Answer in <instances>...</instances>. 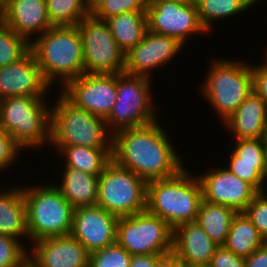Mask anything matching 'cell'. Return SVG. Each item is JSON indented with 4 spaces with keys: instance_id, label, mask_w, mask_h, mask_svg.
I'll use <instances>...</instances> for the list:
<instances>
[{
    "instance_id": "cell-14",
    "label": "cell",
    "mask_w": 267,
    "mask_h": 267,
    "mask_svg": "<svg viewBox=\"0 0 267 267\" xmlns=\"http://www.w3.org/2000/svg\"><path fill=\"white\" fill-rule=\"evenodd\" d=\"M185 46L188 45H184L177 38L147 30L143 39L125 54L124 72L151 79L152 70L155 71L169 62L171 64L177 56L180 57L178 54Z\"/></svg>"
},
{
    "instance_id": "cell-29",
    "label": "cell",
    "mask_w": 267,
    "mask_h": 267,
    "mask_svg": "<svg viewBox=\"0 0 267 267\" xmlns=\"http://www.w3.org/2000/svg\"><path fill=\"white\" fill-rule=\"evenodd\" d=\"M48 17L53 26H75L91 14L88 0H46Z\"/></svg>"
},
{
    "instance_id": "cell-46",
    "label": "cell",
    "mask_w": 267,
    "mask_h": 267,
    "mask_svg": "<svg viewBox=\"0 0 267 267\" xmlns=\"http://www.w3.org/2000/svg\"><path fill=\"white\" fill-rule=\"evenodd\" d=\"M11 0H0V13L10 3Z\"/></svg>"
},
{
    "instance_id": "cell-16",
    "label": "cell",
    "mask_w": 267,
    "mask_h": 267,
    "mask_svg": "<svg viewBox=\"0 0 267 267\" xmlns=\"http://www.w3.org/2000/svg\"><path fill=\"white\" fill-rule=\"evenodd\" d=\"M118 219L98 205L75 208L70 234L91 253L116 243Z\"/></svg>"
},
{
    "instance_id": "cell-20",
    "label": "cell",
    "mask_w": 267,
    "mask_h": 267,
    "mask_svg": "<svg viewBox=\"0 0 267 267\" xmlns=\"http://www.w3.org/2000/svg\"><path fill=\"white\" fill-rule=\"evenodd\" d=\"M218 246L196 221L173 230L172 252L186 267H208Z\"/></svg>"
},
{
    "instance_id": "cell-12",
    "label": "cell",
    "mask_w": 267,
    "mask_h": 267,
    "mask_svg": "<svg viewBox=\"0 0 267 267\" xmlns=\"http://www.w3.org/2000/svg\"><path fill=\"white\" fill-rule=\"evenodd\" d=\"M146 12L148 30L152 33L177 38L184 45L190 37L207 35L192 0L152 2L147 4Z\"/></svg>"
},
{
    "instance_id": "cell-32",
    "label": "cell",
    "mask_w": 267,
    "mask_h": 267,
    "mask_svg": "<svg viewBox=\"0 0 267 267\" xmlns=\"http://www.w3.org/2000/svg\"><path fill=\"white\" fill-rule=\"evenodd\" d=\"M132 255L117 242L89 253V267H129Z\"/></svg>"
},
{
    "instance_id": "cell-38",
    "label": "cell",
    "mask_w": 267,
    "mask_h": 267,
    "mask_svg": "<svg viewBox=\"0 0 267 267\" xmlns=\"http://www.w3.org/2000/svg\"><path fill=\"white\" fill-rule=\"evenodd\" d=\"M208 267H245V262L243 257L221 245L217 247Z\"/></svg>"
},
{
    "instance_id": "cell-1",
    "label": "cell",
    "mask_w": 267,
    "mask_h": 267,
    "mask_svg": "<svg viewBox=\"0 0 267 267\" xmlns=\"http://www.w3.org/2000/svg\"><path fill=\"white\" fill-rule=\"evenodd\" d=\"M160 122L156 120L112 135V160L146 182L173 177L186 167L170 133Z\"/></svg>"
},
{
    "instance_id": "cell-31",
    "label": "cell",
    "mask_w": 267,
    "mask_h": 267,
    "mask_svg": "<svg viewBox=\"0 0 267 267\" xmlns=\"http://www.w3.org/2000/svg\"><path fill=\"white\" fill-rule=\"evenodd\" d=\"M147 0H96L91 5V14L100 20L125 12H146Z\"/></svg>"
},
{
    "instance_id": "cell-50",
    "label": "cell",
    "mask_w": 267,
    "mask_h": 267,
    "mask_svg": "<svg viewBox=\"0 0 267 267\" xmlns=\"http://www.w3.org/2000/svg\"><path fill=\"white\" fill-rule=\"evenodd\" d=\"M195 4L199 1V0H192Z\"/></svg>"
},
{
    "instance_id": "cell-47",
    "label": "cell",
    "mask_w": 267,
    "mask_h": 267,
    "mask_svg": "<svg viewBox=\"0 0 267 267\" xmlns=\"http://www.w3.org/2000/svg\"><path fill=\"white\" fill-rule=\"evenodd\" d=\"M265 48H264V52H263L264 53V57H263L264 59H263V61L267 64V46Z\"/></svg>"
},
{
    "instance_id": "cell-5",
    "label": "cell",
    "mask_w": 267,
    "mask_h": 267,
    "mask_svg": "<svg viewBox=\"0 0 267 267\" xmlns=\"http://www.w3.org/2000/svg\"><path fill=\"white\" fill-rule=\"evenodd\" d=\"M49 96H15L0 100V127L24 150L50 144ZM48 100V101H47ZM44 145V146H43Z\"/></svg>"
},
{
    "instance_id": "cell-3",
    "label": "cell",
    "mask_w": 267,
    "mask_h": 267,
    "mask_svg": "<svg viewBox=\"0 0 267 267\" xmlns=\"http://www.w3.org/2000/svg\"><path fill=\"white\" fill-rule=\"evenodd\" d=\"M187 169L184 167L167 179L147 182L146 210L166 221L173 230L196 221L203 201L199 178Z\"/></svg>"
},
{
    "instance_id": "cell-35",
    "label": "cell",
    "mask_w": 267,
    "mask_h": 267,
    "mask_svg": "<svg viewBox=\"0 0 267 267\" xmlns=\"http://www.w3.org/2000/svg\"><path fill=\"white\" fill-rule=\"evenodd\" d=\"M227 156H229V161L225 167L259 191L264 163L238 162V156L233 151Z\"/></svg>"
},
{
    "instance_id": "cell-25",
    "label": "cell",
    "mask_w": 267,
    "mask_h": 267,
    "mask_svg": "<svg viewBox=\"0 0 267 267\" xmlns=\"http://www.w3.org/2000/svg\"><path fill=\"white\" fill-rule=\"evenodd\" d=\"M120 49L126 54L144 37L147 12H125L105 20Z\"/></svg>"
},
{
    "instance_id": "cell-30",
    "label": "cell",
    "mask_w": 267,
    "mask_h": 267,
    "mask_svg": "<svg viewBox=\"0 0 267 267\" xmlns=\"http://www.w3.org/2000/svg\"><path fill=\"white\" fill-rule=\"evenodd\" d=\"M30 50V43L0 21V68L18 61Z\"/></svg>"
},
{
    "instance_id": "cell-40",
    "label": "cell",
    "mask_w": 267,
    "mask_h": 267,
    "mask_svg": "<svg viewBox=\"0 0 267 267\" xmlns=\"http://www.w3.org/2000/svg\"><path fill=\"white\" fill-rule=\"evenodd\" d=\"M245 267H267V241L249 257L244 258Z\"/></svg>"
},
{
    "instance_id": "cell-45",
    "label": "cell",
    "mask_w": 267,
    "mask_h": 267,
    "mask_svg": "<svg viewBox=\"0 0 267 267\" xmlns=\"http://www.w3.org/2000/svg\"><path fill=\"white\" fill-rule=\"evenodd\" d=\"M263 0H247V4L253 9V6H257V4H259L258 2H261Z\"/></svg>"
},
{
    "instance_id": "cell-11",
    "label": "cell",
    "mask_w": 267,
    "mask_h": 267,
    "mask_svg": "<svg viewBox=\"0 0 267 267\" xmlns=\"http://www.w3.org/2000/svg\"><path fill=\"white\" fill-rule=\"evenodd\" d=\"M83 42L85 74H118L125 69V53L112 36L105 20L92 14L77 25Z\"/></svg>"
},
{
    "instance_id": "cell-22",
    "label": "cell",
    "mask_w": 267,
    "mask_h": 267,
    "mask_svg": "<svg viewBox=\"0 0 267 267\" xmlns=\"http://www.w3.org/2000/svg\"><path fill=\"white\" fill-rule=\"evenodd\" d=\"M14 186L0 192V234L12 236L24 243L26 238L29 241L26 204L21 184Z\"/></svg>"
},
{
    "instance_id": "cell-15",
    "label": "cell",
    "mask_w": 267,
    "mask_h": 267,
    "mask_svg": "<svg viewBox=\"0 0 267 267\" xmlns=\"http://www.w3.org/2000/svg\"><path fill=\"white\" fill-rule=\"evenodd\" d=\"M215 167L197 175L202 187L203 200L230 207L237 213L244 212L258 191L226 167Z\"/></svg>"
},
{
    "instance_id": "cell-21",
    "label": "cell",
    "mask_w": 267,
    "mask_h": 267,
    "mask_svg": "<svg viewBox=\"0 0 267 267\" xmlns=\"http://www.w3.org/2000/svg\"><path fill=\"white\" fill-rule=\"evenodd\" d=\"M223 124L233 140L266 138L267 103L252 92Z\"/></svg>"
},
{
    "instance_id": "cell-36",
    "label": "cell",
    "mask_w": 267,
    "mask_h": 267,
    "mask_svg": "<svg viewBox=\"0 0 267 267\" xmlns=\"http://www.w3.org/2000/svg\"><path fill=\"white\" fill-rule=\"evenodd\" d=\"M244 213L258 229L259 234L267 241V196L258 192Z\"/></svg>"
},
{
    "instance_id": "cell-13",
    "label": "cell",
    "mask_w": 267,
    "mask_h": 267,
    "mask_svg": "<svg viewBox=\"0 0 267 267\" xmlns=\"http://www.w3.org/2000/svg\"><path fill=\"white\" fill-rule=\"evenodd\" d=\"M77 107L106 119L117 98V74H82L60 90Z\"/></svg>"
},
{
    "instance_id": "cell-18",
    "label": "cell",
    "mask_w": 267,
    "mask_h": 267,
    "mask_svg": "<svg viewBox=\"0 0 267 267\" xmlns=\"http://www.w3.org/2000/svg\"><path fill=\"white\" fill-rule=\"evenodd\" d=\"M28 244L32 246L29 256L39 267H89V252L71 234Z\"/></svg>"
},
{
    "instance_id": "cell-28",
    "label": "cell",
    "mask_w": 267,
    "mask_h": 267,
    "mask_svg": "<svg viewBox=\"0 0 267 267\" xmlns=\"http://www.w3.org/2000/svg\"><path fill=\"white\" fill-rule=\"evenodd\" d=\"M198 18L202 27L208 35L213 28L214 22L225 20L226 18H235L245 11L251 10V7L244 0H199L196 3Z\"/></svg>"
},
{
    "instance_id": "cell-10",
    "label": "cell",
    "mask_w": 267,
    "mask_h": 267,
    "mask_svg": "<svg viewBox=\"0 0 267 267\" xmlns=\"http://www.w3.org/2000/svg\"><path fill=\"white\" fill-rule=\"evenodd\" d=\"M116 242L131 255H166L173 250V229L145 210L119 217Z\"/></svg>"
},
{
    "instance_id": "cell-39",
    "label": "cell",
    "mask_w": 267,
    "mask_h": 267,
    "mask_svg": "<svg viewBox=\"0 0 267 267\" xmlns=\"http://www.w3.org/2000/svg\"><path fill=\"white\" fill-rule=\"evenodd\" d=\"M258 65H252V88L253 92L267 103V64L264 61Z\"/></svg>"
},
{
    "instance_id": "cell-43",
    "label": "cell",
    "mask_w": 267,
    "mask_h": 267,
    "mask_svg": "<svg viewBox=\"0 0 267 267\" xmlns=\"http://www.w3.org/2000/svg\"><path fill=\"white\" fill-rule=\"evenodd\" d=\"M267 149L265 152V157H264V166H263V171L261 174V184H260V189H259V193L267 196Z\"/></svg>"
},
{
    "instance_id": "cell-34",
    "label": "cell",
    "mask_w": 267,
    "mask_h": 267,
    "mask_svg": "<svg viewBox=\"0 0 267 267\" xmlns=\"http://www.w3.org/2000/svg\"><path fill=\"white\" fill-rule=\"evenodd\" d=\"M27 247L12 236L0 234V267H15L29 255Z\"/></svg>"
},
{
    "instance_id": "cell-44",
    "label": "cell",
    "mask_w": 267,
    "mask_h": 267,
    "mask_svg": "<svg viewBox=\"0 0 267 267\" xmlns=\"http://www.w3.org/2000/svg\"><path fill=\"white\" fill-rule=\"evenodd\" d=\"M15 267H39V266L37 265V263L29 255H27Z\"/></svg>"
},
{
    "instance_id": "cell-17",
    "label": "cell",
    "mask_w": 267,
    "mask_h": 267,
    "mask_svg": "<svg viewBox=\"0 0 267 267\" xmlns=\"http://www.w3.org/2000/svg\"><path fill=\"white\" fill-rule=\"evenodd\" d=\"M31 50L18 61L0 68V100L15 96H51Z\"/></svg>"
},
{
    "instance_id": "cell-6",
    "label": "cell",
    "mask_w": 267,
    "mask_h": 267,
    "mask_svg": "<svg viewBox=\"0 0 267 267\" xmlns=\"http://www.w3.org/2000/svg\"><path fill=\"white\" fill-rule=\"evenodd\" d=\"M208 68L199 87L203 98L218 114L223 125L253 92L251 63L216 57L210 58Z\"/></svg>"
},
{
    "instance_id": "cell-49",
    "label": "cell",
    "mask_w": 267,
    "mask_h": 267,
    "mask_svg": "<svg viewBox=\"0 0 267 267\" xmlns=\"http://www.w3.org/2000/svg\"><path fill=\"white\" fill-rule=\"evenodd\" d=\"M96 0H88L89 4L92 5Z\"/></svg>"
},
{
    "instance_id": "cell-19",
    "label": "cell",
    "mask_w": 267,
    "mask_h": 267,
    "mask_svg": "<svg viewBox=\"0 0 267 267\" xmlns=\"http://www.w3.org/2000/svg\"><path fill=\"white\" fill-rule=\"evenodd\" d=\"M0 21L29 43L53 26L46 0H11L1 11Z\"/></svg>"
},
{
    "instance_id": "cell-7",
    "label": "cell",
    "mask_w": 267,
    "mask_h": 267,
    "mask_svg": "<svg viewBox=\"0 0 267 267\" xmlns=\"http://www.w3.org/2000/svg\"><path fill=\"white\" fill-rule=\"evenodd\" d=\"M49 183L22 185L30 242L68 235L72 230L74 208L53 182Z\"/></svg>"
},
{
    "instance_id": "cell-48",
    "label": "cell",
    "mask_w": 267,
    "mask_h": 267,
    "mask_svg": "<svg viewBox=\"0 0 267 267\" xmlns=\"http://www.w3.org/2000/svg\"><path fill=\"white\" fill-rule=\"evenodd\" d=\"M161 1H168V0H147V4H151L152 2H161Z\"/></svg>"
},
{
    "instance_id": "cell-33",
    "label": "cell",
    "mask_w": 267,
    "mask_h": 267,
    "mask_svg": "<svg viewBox=\"0 0 267 267\" xmlns=\"http://www.w3.org/2000/svg\"><path fill=\"white\" fill-rule=\"evenodd\" d=\"M235 143V144H233ZM230 148L237 156L238 162L264 163L267 149L266 139H238L234 140Z\"/></svg>"
},
{
    "instance_id": "cell-26",
    "label": "cell",
    "mask_w": 267,
    "mask_h": 267,
    "mask_svg": "<svg viewBox=\"0 0 267 267\" xmlns=\"http://www.w3.org/2000/svg\"><path fill=\"white\" fill-rule=\"evenodd\" d=\"M237 212L227 206L201 202L196 222L203 228L210 239L217 245H224L231 222Z\"/></svg>"
},
{
    "instance_id": "cell-37",
    "label": "cell",
    "mask_w": 267,
    "mask_h": 267,
    "mask_svg": "<svg viewBox=\"0 0 267 267\" xmlns=\"http://www.w3.org/2000/svg\"><path fill=\"white\" fill-rule=\"evenodd\" d=\"M22 150L12 136L0 127V173L3 170L7 171L12 168V165H16L14 163H17L16 160H19V154L23 153L20 152Z\"/></svg>"
},
{
    "instance_id": "cell-27",
    "label": "cell",
    "mask_w": 267,
    "mask_h": 267,
    "mask_svg": "<svg viewBox=\"0 0 267 267\" xmlns=\"http://www.w3.org/2000/svg\"><path fill=\"white\" fill-rule=\"evenodd\" d=\"M264 242V238L247 215L239 212L232 219L224 246L237 256L246 258Z\"/></svg>"
},
{
    "instance_id": "cell-41",
    "label": "cell",
    "mask_w": 267,
    "mask_h": 267,
    "mask_svg": "<svg viewBox=\"0 0 267 267\" xmlns=\"http://www.w3.org/2000/svg\"><path fill=\"white\" fill-rule=\"evenodd\" d=\"M164 255H132L129 267H157Z\"/></svg>"
},
{
    "instance_id": "cell-24",
    "label": "cell",
    "mask_w": 267,
    "mask_h": 267,
    "mask_svg": "<svg viewBox=\"0 0 267 267\" xmlns=\"http://www.w3.org/2000/svg\"><path fill=\"white\" fill-rule=\"evenodd\" d=\"M64 167L78 169L99 176L105 166L112 160V148H91L87 146L55 147ZM62 155V156H61ZM65 164H64V163Z\"/></svg>"
},
{
    "instance_id": "cell-23",
    "label": "cell",
    "mask_w": 267,
    "mask_h": 267,
    "mask_svg": "<svg viewBox=\"0 0 267 267\" xmlns=\"http://www.w3.org/2000/svg\"><path fill=\"white\" fill-rule=\"evenodd\" d=\"M60 183L54 185L60 190L72 207L94 206L98 200V176L78 169L63 167Z\"/></svg>"
},
{
    "instance_id": "cell-9",
    "label": "cell",
    "mask_w": 267,
    "mask_h": 267,
    "mask_svg": "<svg viewBox=\"0 0 267 267\" xmlns=\"http://www.w3.org/2000/svg\"><path fill=\"white\" fill-rule=\"evenodd\" d=\"M147 182L111 160L98 176L96 205L118 217L146 210Z\"/></svg>"
},
{
    "instance_id": "cell-8",
    "label": "cell",
    "mask_w": 267,
    "mask_h": 267,
    "mask_svg": "<svg viewBox=\"0 0 267 267\" xmlns=\"http://www.w3.org/2000/svg\"><path fill=\"white\" fill-rule=\"evenodd\" d=\"M151 80L154 79L125 72L117 74V98L112 112L105 119L107 129L112 135L123 129L140 127L159 120Z\"/></svg>"
},
{
    "instance_id": "cell-42",
    "label": "cell",
    "mask_w": 267,
    "mask_h": 267,
    "mask_svg": "<svg viewBox=\"0 0 267 267\" xmlns=\"http://www.w3.org/2000/svg\"><path fill=\"white\" fill-rule=\"evenodd\" d=\"M157 267H186L184 263L173 252L164 255L157 264Z\"/></svg>"
},
{
    "instance_id": "cell-4",
    "label": "cell",
    "mask_w": 267,
    "mask_h": 267,
    "mask_svg": "<svg viewBox=\"0 0 267 267\" xmlns=\"http://www.w3.org/2000/svg\"><path fill=\"white\" fill-rule=\"evenodd\" d=\"M51 105L50 144L54 147L112 148V134L103 117L77 107L61 91Z\"/></svg>"
},
{
    "instance_id": "cell-2",
    "label": "cell",
    "mask_w": 267,
    "mask_h": 267,
    "mask_svg": "<svg viewBox=\"0 0 267 267\" xmlns=\"http://www.w3.org/2000/svg\"><path fill=\"white\" fill-rule=\"evenodd\" d=\"M30 50L44 79L53 89L58 84L60 90L70 80L85 73L83 42L76 25L52 26L30 43Z\"/></svg>"
}]
</instances>
